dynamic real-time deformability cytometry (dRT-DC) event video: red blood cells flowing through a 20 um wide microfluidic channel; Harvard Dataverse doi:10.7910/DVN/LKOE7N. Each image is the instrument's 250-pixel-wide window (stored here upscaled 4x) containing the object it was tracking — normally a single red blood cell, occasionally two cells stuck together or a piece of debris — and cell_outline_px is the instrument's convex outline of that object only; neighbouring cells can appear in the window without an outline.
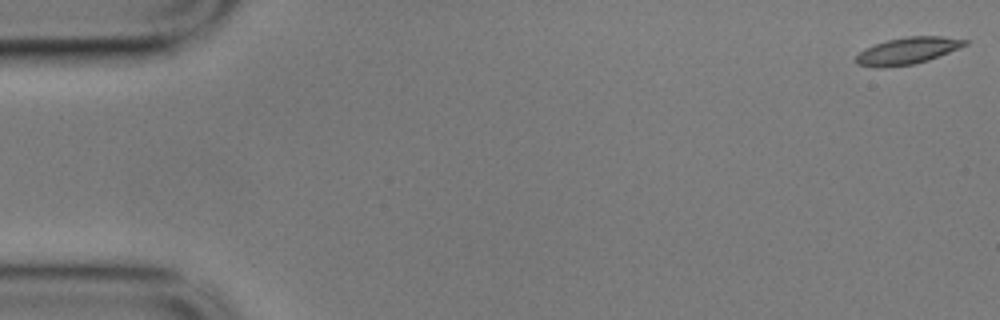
{"species": "common noctule bat (a hibernating species)", "species_latin": "Nyctalus noctula", "temperature_condition": "cold", "stored_images_in_passage": 57, "camera_frame_rate_fps": 3000, "um_per_image_px": 0.085, "animal": {"sex": "male", "body_mass_g": 17.9}, "frame": {"image": 1, "passage_image": 1, "time_ms": 0.0, "image_size_px": [1000, 320], "cell_outline_px": [[968, 44], [928, 60], [912, 64], [884, 68], [876, 68], [856, 64], [856, 56], [864, 48], [888, 40], [908, 36], [944, 36], [968, 40]], "centroid_in_image_um": [77.12, 4.32], "position_along_channel_um": 7.9, "area_um2": 16.94}}
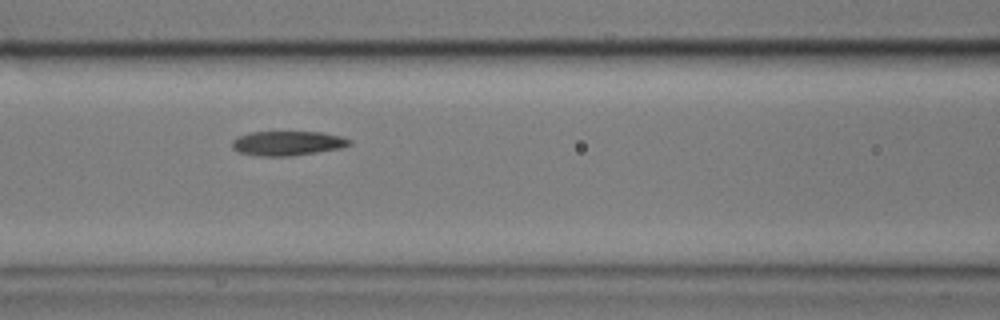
{"frame": {"image": 2, "passage_image": 24, "time_ms": 7.667, "image_size_px": [1000, 320], "cell_outline_px": [[352, 144], [340, 148], [316, 152], [288, 156], [260, 156], [240, 152], [232, 148], [232, 140], [236, 136], [248, 132], [320, 132], [344, 136], [352, 140]], "centroid_in_image_um": [24.44, 12.16], "position_along_channel_um": 142.2, "area_um2": 16.82}}
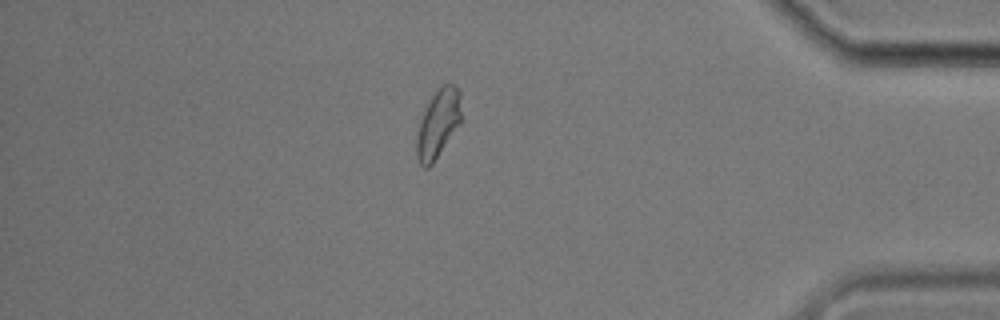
{"frame": {"image": 3, "passage_image": 49, "time_ms": 16.0, "image_size_px": [1000, 320], "cell_outline_px": [[460, 124], [432, 164], [428, 168], [424, 168], [420, 164], [416, 156], [416, 140], [420, 120], [432, 96], [448, 80], [456, 84], [460, 92]], "centroid_in_image_um": [37.24, 10.5], "position_along_channel_um": 398.0, "area_um2": 17.63}, "authors_computed_cell_mechanics": {"area_um2": 17.051, "velocity_mm_per_s": 3.4929, "shape_relaxation_time_tau1_ms": 5.8583, "shape_relaxation_time_tau2_ms": 3.2096, "deformation_change_tau1": 0.1912, "deformation_change_tau2": 0.0948}}